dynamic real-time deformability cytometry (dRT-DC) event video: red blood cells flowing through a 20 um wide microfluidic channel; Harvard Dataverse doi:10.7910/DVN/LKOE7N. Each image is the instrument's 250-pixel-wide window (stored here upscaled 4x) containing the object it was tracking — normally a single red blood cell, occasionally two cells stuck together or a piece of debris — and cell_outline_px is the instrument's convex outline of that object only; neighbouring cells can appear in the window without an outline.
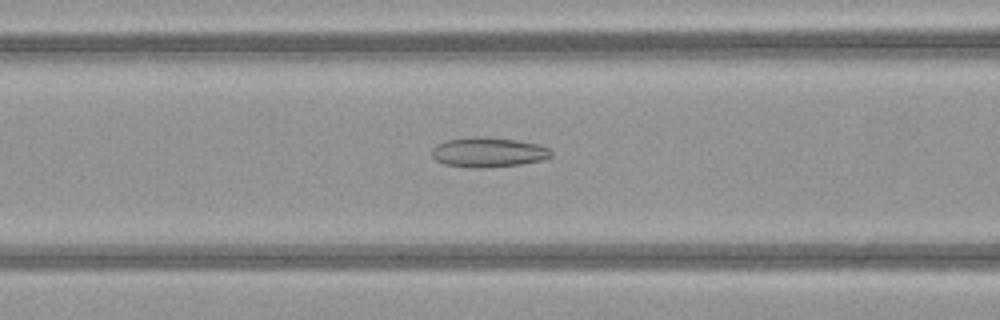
{"species": "common noctule bat (a hibernating species)", "species_latin": "Nyctalus noctula", "temperature_condition": "warm", "stored_images_in_passage": 49, "camera_frame_rate_fps": 3000, "um_per_image_px": 0.085, "animal": {"sex": "female", "body_mass_g": 21.9}, "frame": {"image": 1, "passage_image": 20, "time_ms": 6.333, "image_size_px": [1000, 320], "cell_outline_px": [[552, 156], [540, 160], [520, 164], [480, 168], [472, 168], [444, 164], [436, 160], [432, 156], [432, 148], [436, 144], [444, 140], [476, 136], [480, 136], [516, 140], [540, 144], [548, 148], [552, 152]], "centroid_in_image_um": [41.47, 12.93], "position_along_channel_um": 125.1, "area_um2": 20.75}}
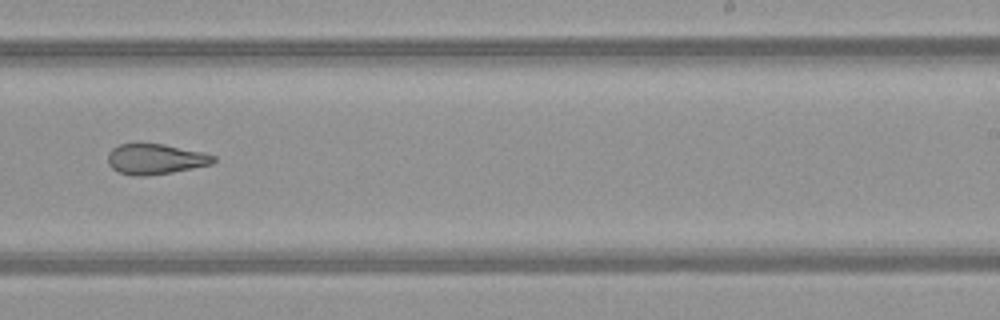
{"frame": {"image": 2, "passage_image": 31, "time_ms": 10.0, "image_size_px": [1000, 320], "cell_outline_px": [[216, 160], [212, 164], [172, 172], [144, 176], [132, 176], [120, 172], [112, 168], [108, 164], [108, 152], [112, 148], [120, 144], [140, 140], [164, 144], [204, 152], [216, 156]], "centroid_in_image_um": [13.18, 13.47], "position_along_channel_um": 275.8, "area_um2": 19.36}}
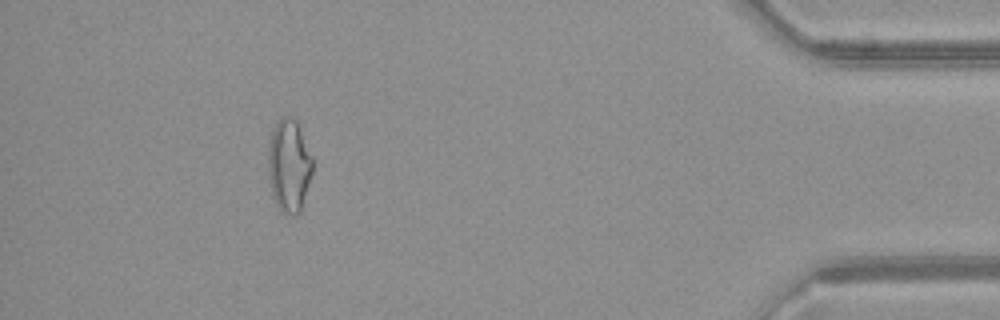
{"frame": {"image": 3, "passage_image": 45, "time_ms": 14.667, "image_size_px": [1000, 320], "cell_outline_px": [[312, 172], [300, 212], [296, 216], [292, 216], [284, 212], [276, 204], [272, 192], [268, 168], [268, 148], [272, 132], [280, 116], [288, 116], [296, 120], [312, 156]], "centroid_in_image_um": [24.57, 14.07], "position_along_channel_um": 410.6, "area_um2": 23.7}, "authors_computed_cell_mechanics": {"area_um2": 22.3686, "velocity_mm_per_s": 4.1174, "shape_relaxation_time_tau1_ms": null, "shape_relaxation_time_tau2_ms": 2.9375, "deformation_change_tau1": null, "deformation_change_tau2": 0.1186}}